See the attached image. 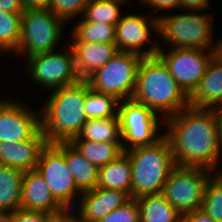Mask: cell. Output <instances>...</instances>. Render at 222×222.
<instances>
[{"label": "cell", "mask_w": 222, "mask_h": 222, "mask_svg": "<svg viewBox=\"0 0 222 222\" xmlns=\"http://www.w3.org/2000/svg\"><path fill=\"white\" fill-rule=\"evenodd\" d=\"M211 174L210 170L201 167L176 166L161 193L181 215L199 210Z\"/></svg>", "instance_id": "cell-9"}, {"label": "cell", "mask_w": 222, "mask_h": 222, "mask_svg": "<svg viewBox=\"0 0 222 222\" xmlns=\"http://www.w3.org/2000/svg\"><path fill=\"white\" fill-rule=\"evenodd\" d=\"M72 222H80L76 216H75V213L72 211Z\"/></svg>", "instance_id": "cell-43"}, {"label": "cell", "mask_w": 222, "mask_h": 222, "mask_svg": "<svg viewBox=\"0 0 222 222\" xmlns=\"http://www.w3.org/2000/svg\"><path fill=\"white\" fill-rule=\"evenodd\" d=\"M87 2L88 0H51L48 9L65 22H70L74 17L83 15Z\"/></svg>", "instance_id": "cell-31"}, {"label": "cell", "mask_w": 222, "mask_h": 222, "mask_svg": "<svg viewBox=\"0 0 222 222\" xmlns=\"http://www.w3.org/2000/svg\"><path fill=\"white\" fill-rule=\"evenodd\" d=\"M53 217V215L44 212L23 209L14 211V222H50Z\"/></svg>", "instance_id": "cell-33"}, {"label": "cell", "mask_w": 222, "mask_h": 222, "mask_svg": "<svg viewBox=\"0 0 222 222\" xmlns=\"http://www.w3.org/2000/svg\"><path fill=\"white\" fill-rule=\"evenodd\" d=\"M221 100L222 58L214 53L198 87L189 97V104L195 108L214 109Z\"/></svg>", "instance_id": "cell-19"}, {"label": "cell", "mask_w": 222, "mask_h": 222, "mask_svg": "<svg viewBox=\"0 0 222 222\" xmlns=\"http://www.w3.org/2000/svg\"><path fill=\"white\" fill-rule=\"evenodd\" d=\"M69 47L64 52L55 50L32 55L27 59L28 77L47 91L77 83L81 79L76 73L75 56Z\"/></svg>", "instance_id": "cell-10"}, {"label": "cell", "mask_w": 222, "mask_h": 222, "mask_svg": "<svg viewBox=\"0 0 222 222\" xmlns=\"http://www.w3.org/2000/svg\"><path fill=\"white\" fill-rule=\"evenodd\" d=\"M217 171L205 186L201 210L216 222H222V168Z\"/></svg>", "instance_id": "cell-30"}, {"label": "cell", "mask_w": 222, "mask_h": 222, "mask_svg": "<svg viewBox=\"0 0 222 222\" xmlns=\"http://www.w3.org/2000/svg\"><path fill=\"white\" fill-rule=\"evenodd\" d=\"M50 222H72V211H66L61 215L54 216Z\"/></svg>", "instance_id": "cell-39"}, {"label": "cell", "mask_w": 222, "mask_h": 222, "mask_svg": "<svg viewBox=\"0 0 222 222\" xmlns=\"http://www.w3.org/2000/svg\"><path fill=\"white\" fill-rule=\"evenodd\" d=\"M118 117L124 151L154 144L164 134L158 132L161 130L159 124L164 123L161 116L135 100L119 101Z\"/></svg>", "instance_id": "cell-8"}, {"label": "cell", "mask_w": 222, "mask_h": 222, "mask_svg": "<svg viewBox=\"0 0 222 222\" xmlns=\"http://www.w3.org/2000/svg\"><path fill=\"white\" fill-rule=\"evenodd\" d=\"M78 201V215L80 222H98L110 212L128 202L131 197L120 190L104 189L96 187L93 190L83 192Z\"/></svg>", "instance_id": "cell-15"}, {"label": "cell", "mask_w": 222, "mask_h": 222, "mask_svg": "<svg viewBox=\"0 0 222 222\" xmlns=\"http://www.w3.org/2000/svg\"><path fill=\"white\" fill-rule=\"evenodd\" d=\"M162 49L159 45L157 55L167 66L179 87L190 97L198 87L201 78L215 53V49L175 48Z\"/></svg>", "instance_id": "cell-12"}, {"label": "cell", "mask_w": 222, "mask_h": 222, "mask_svg": "<svg viewBox=\"0 0 222 222\" xmlns=\"http://www.w3.org/2000/svg\"><path fill=\"white\" fill-rule=\"evenodd\" d=\"M89 91L86 80L52 90L42 110L41 129L46 142H70L87 122L85 95Z\"/></svg>", "instance_id": "cell-2"}, {"label": "cell", "mask_w": 222, "mask_h": 222, "mask_svg": "<svg viewBox=\"0 0 222 222\" xmlns=\"http://www.w3.org/2000/svg\"><path fill=\"white\" fill-rule=\"evenodd\" d=\"M113 1H118V2H122V3H127L128 4L130 0H113Z\"/></svg>", "instance_id": "cell-44"}, {"label": "cell", "mask_w": 222, "mask_h": 222, "mask_svg": "<svg viewBox=\"0 0 222 222\" xmlns=\"http://www.w3.org/2000/svg\"><path fill=\"white\" fill-rule=\"evenodd\" d=\"M0 10L8 13H22L21 0H0Z\"/></svg>", "instance_id": "cell-37"}, {"label": "cell", "mask_w": 222, "mask_h": 222, "mask_svg": "<svg viewBox=\"0 0 222 222\" xmlns=\"http://www.w3.org/2000/svg\"><path fill=\"white\" fill-rule=\"evenodd\" d=\"M74 26L71 42L115 43V25L89 22L82 17Z\"/></svg>", "instance_id": "cell-26"}, {"label": "cell", "mask_w": 222, "mask_h": 222, "mask_svg": "<svg viewBox=\"0 0 222 222\" xmlns=\"http://www.w3.org/2000/svg\"><path fill=\"white\" fill-rule=\"evenodd\" d=\"M97 187L120 190L132 198V170L130 160L125 153L99 167Z\"/></svg>", "instance_id": "cell-21"}, {"label": "cell", "mask_w": 222, "mask_h": 222, "mask_svg": "<svg viewBox=\"0 0 222 222\" xmlns=\"http://www.w3.org/2000/svg\"><path fill=\"white\" fill-rule=\"evenodd\" d=\"M179 14L157 16V38L172 48L215 49L212 15L205 10H179ZM187 11V12H186ZM186 12V13H185ZM201 12V13H200ZM168 13V14H167ZM182 13V14H181ZM167 43V44H166Z\"/></svg>", "instance_id": "cell-5"}, {"label": "cell", "mask_w": 222, "mask_h": 222, "mask_svg": "<svg viewBox=\"0 0 222 222\" xmlns=\"http://www.w3.org/2000/svg\"><path fill=\"white\" fill-rule=\"evenodd\" d=\"M140 222H181V214L172 207L162 193L136 198Z\"/></svg>", "instance_id": "cell-22"}, {"label": "cell", "mask_w": 222, "mask_h": 222, "mask_svg": "<svg viewBox=\"0 0 222 222\" xmlns=\"http://www.w3.org/2000/svg\"><path fill=\"white\" fill-rule=\"evenodd\" d=\"M22 13L0 10V54L15 53L21 37Z\"/></svg>", "instance_id": "cell-27"}, {"label": "cell", "mask_w": 222, "mask_h": 222, "mask_svg": "<svg viewBox=\"0 0 222 222\" xmlns=\"http://www.w3.org/2000/svg\"><path fill=\"white\" fill-rule=\"evenodd\" d=\"M144 16L143 13L121 16L115 25V44L119 51L137 53L142 57L157 55L159 42L155 41L154 37L150 43V36L157 34V16L153 14L152 16L151 14L147 17ZM147 41L150 43L148 49L145 48L148 44Z\"/></svg>", "instance_id": "cell-13"}, {"label": "cell", "mask_w": 222, "mask_h": 222, "mask_svg": "<svg viewBox=\"0 0 222 222\" xmlns=\"http://www.w3.org/2000/svg\"><path fill=\"white\" fill-rule=\"evenodd\" d=\"M75 56L76 73L85 80L118 52L115 43L71 42Z\"/></svg>", "instance_id": "cell-18"}, {"label": "cell", "mask_w": 222, "mask_h": 222, "mask_svg": "<svg viewBox=\"0 0 222 222\" xmlns=\"http://www.w3.org/2000/svg\"><path fill=\"white\" fill-rule=\"evenodd\" d=\"M124 153L132 170V198L161 193L176 167L168 138L163 134L154 144L134 147Z\"/></svg>", "instance_id": "cell-4"}, {"label": "cell", "mask_w": 222, "mask_h": 222, "mask_svg": "<svg viewBox=\"0 0 222 222\" xmlns=\"http://www.w3.org/2000/svg\"><path fill=\"white\" fill-rule=\"evenodd\" d=\"M98 222H140L139 207L136 199L131 198Z\"/></svg>", "instance_id": "cell-32"}, {"label": "cell", "mask_w": 222, "mask_h": 222, "mask_svg": "<svg viewBox=\"0 0 222 222\" xmlns=\"http://www.w3.org/2000/svg\"><path fill=\"white\" fill-rule=\"evenodd\" d=\"M40 128V112L16 100L0 99V142L15 143L30 139Z\"/></svg>", "instance_id": "cell-14"}, {"label": "cell", "mask_w": 222, "mask_h": 222, "mask_svg": "<svg viewBox=\"0 0 222 222\" xmlns=\"http://www.w3.org/2000/svg\"><path fill=\"white\" fill-rule=\"evenodd\" d=\"M21 209L49 213L53 216L66 212L55 200L47 183L36 169L23 173Z\"/></svg>", "instance_id": "cell-16"}, {"label": "cell", "mask_w": 222, "mask_h": 222, "mask_svg": "<svg viewBox=\"0 0 222 222\" xmlns=\"http://www.w3.org/2000/svg\"><path fill=\"white\" fill-rule=\"evenodd\" d=\"M73 139L94 142L122 143L119 117L88 119Z\"/></svg>", "instance_id": "cell-24"}, {"label": "cell", "mask_w": 222, "mask_h": 222, "mask_svg": "<svg viewBox=\"0 0 222 222\" xmlns=\"http://www.w3.org/2000/svg\"><path fill=\"white\" fill-rule=\"evenodd\" d=\"M0 222H14V211L0 212Z\"/></svg>", "instance_id": "cell-40"}, {"label": "cell", "mask_w": 222, "mask_h": 222, "mask_svg": "<svg viewBox=\"0 0 222 222\" xmlns=\"http://www.w3.org/2000/svg\"><path fill=\"white\" fill-rule=\"evenodd\" d=\"M51 0H21L23 10L47 9Z\"/></svg>", "instance_id": "cell-38"}, {"label": "cell", "mask_w": 222, "mask_h": 222, "mask_svg": "<svg viewBox=\"0 0 222 222\" xmlns=\"http://www.w3.org/2000/svg\"><path fill=\"white\" fill-rule=\"evenodd\" d=\"M36 170L47 183L55 200L66 211L75 212L74 198H80L82 192L77 188L64 155L53 144L47 143L41 150Z\"/></svg>", "instance_id": "cell-11"}, {"label": "cell", "mask_w": 222, "mask_h": 222, "mask_svg": "<svg viewBox=\"0 0 222 222\" xmlns=\"http://www.w3.org/2000/svg\"><path fill=\"white\" fill-rule=\"evenodd\" d=\"M23 173L19 169L0 165V212L21 209Z\"/></svg>", "instance_id": "cell-23"}, {"label": "cell", "mask_w": 222, "mask_h": 222, "mask_svg": "<svg viewBox=\"0 0 222 222\" xmlns=\"http://www.w3.org/2000/svg\"><path fill=\"white\" fill-rule=\"evenodd\" d=\"M141 59L137 53L119 51L85 80L94 91L112 95L120 101L131 99Z\"/></svg>", "instance_id": "cell-7"}, {"label": "cell", "mask_w": 222, "mask_h": 222, "mask_svg": "<svg viewBox=\"0 0 222 222\" xmlns=\"http://www.w3.org/2000/svg\"><path fill=\"white\" fill-rule=\"evenodd\" d=\"M124 5L113 0H88L82 17L89 22L116 25L121 18V7Z\"/></svg>", "instance_id": "cell-29"}, {"label": "cell", "mask_w": 222, "mask_h": 222, "mask_svg": "<svg viewBox=\"0 0 222 222\" xmlns=\"http://www.w3.org/2000/svg\"><path fill=\"white\" fill-rule=\"evenodd\" d=\"M145 7L152 8V13L157 11H169L172 9H180V0H138ZM157 10V11H156Z\"/></svg>", "instance_id": "cell-34"}, {"label": "cell", "mask_w": 222, "mask_h": 222, "mask_svg": "<svg viewBox=\"0 0 222 222\" xmlns=\"http://www.w3.org/2000/svg\"><path fill=\"white\" fill-rule=\"evenodd\" d=\"M65 23L48 8L24 10L21 18V37L18 49L13 55L28 58L55 50L64 34Z\"/></svg>", "instance_id": "cell-6"}, {"label": "cell", "mask_w": 222, "mask_h": 222, "mask_svg": "<svg viewBox=\"0 0 222 222\" xmlns=\"http://www.w3.org/2000/svg\"><path fill=\"white\" fill-rule=\"evenodd\" d=\"M181 222H216L211 216L199 209L181 215Z\"/></svg>", "instance_id": "cell-35"}, {"label": "cell", "mask_w": 222, "mask_h": 222, "mask_svg": "<svg viewBox=\"0 0 222 222\" xmlns=\"http://www.w3.org/2000/svg\"><path fill=\"white\" fill-rule=\"evenodd\" d=\"M46 145L41 128L30 139L15 143L0 142V165L10 166L22 172L35 170L41 150Z\"/></svg>", "instance_id": "cell-17"}, {"label": "cell", "mask_w": 222, "mask_h": 222, "mask_svg": "<svg viewBox=\"0 0 222 222\" xmlns=\"http://www.w3.org/2000/svg\"><path fill=\"white\" fill-rule=\"evenodd\" d=\"M131 99L161 115L163 120L190 105L189 97L158 55L142 57Z\"/></svg>", "instance_id": "cell-3"}, {"label": "cell", "mask_w": 222, "mask_h": 222, "mask_svg": "<svg viewBox=\"0 0 222 222\" xmlns=\"http://www.w3.org/2000/svg\"><path fill=\"white\" fill-rule=\"evenodd\" d=\"M119 99L89 87L85 95L84 106L87 119L118 116Z\"/></svg>", "instance_id": "cell-28"}, {"label": "cell", "mask_w": 222, "mask_h": 222, "mask_svg": "<svg viewBox=\"0 0 222 222\" xmlns=\"http://www.w3.org/2000/svg\"><path fill=\"white\" fill-rule=\"evenodd\" d=\"M65 157L77 188L83 193L97 187L98 167L89 162L71 142L53 144Z\"/></svg>", "instance_id": "cell-20"}, {"label": "cell", "mask_w": 222, "mask_h": 222, "mask_svg": "<svg viewBox=\"0 0 222 222\" xmlns=\"http://www.w3.org/2000/svg\"><path fill=\"white\" fill-rule=\"evenodd\" d=\"M207 0H180V9L183 10H209Z\"/></svg>", "instance_id": "cell-36"}, {"label": "cell", "mask_w": 222, "mask_h": 222, "mask_svg": "<svg viewBox=\"0 0 222 222\" xmlns=\"http://www.w3.org/2000/svg\"><path fill=\"white\" fill-rule=\"evenodd\" d=\"M215 53L222 58V38L216 41Z\"/></svg>", "instance_id": "cell-42"}, {"label": "cell", "mask_w": 222, "mask_h": 222, "mask_svg": "<svg viewBox=\"0 0 222 222\" xmlns=\"http://www.w3.org/2000/svg\"><path fill=\"white\" fill-rule=\"evenodd\" d=\"M70 142L98 168L114 161L124 153L122 143L94 142L83 139H72Z\"/></svg>", "instance_id": "cell-25"}, {"label": "cell", "mask_w": 222, "mask_h": 222, "mask_svg": "<svg viewBox=\"0 0 222 222\" xmlns=\"http://www.w3.org/2000/svg\"><path fill=\"white\" fill-rule=\"evenodd\" d=\"M214 111L220 123V127L222 130V100L214 107Z\"/></svg>", "instance_id": "cell-41"}, {"label": "cell", "mask_w": 222, "mask_h": 222, "mask_svg": "<svg viewBox=\"0 0 222 222\" xmlns=\"http://www.w3.org/2000/svg\"><path fill=\"white\" fill-rule=\"evenodd\" d=\"M163 122L176 166L213 171L221 165L222 130L214 109L189 105Z\"/></svg>", "instance_id": "cell-1"}]
</instances>
